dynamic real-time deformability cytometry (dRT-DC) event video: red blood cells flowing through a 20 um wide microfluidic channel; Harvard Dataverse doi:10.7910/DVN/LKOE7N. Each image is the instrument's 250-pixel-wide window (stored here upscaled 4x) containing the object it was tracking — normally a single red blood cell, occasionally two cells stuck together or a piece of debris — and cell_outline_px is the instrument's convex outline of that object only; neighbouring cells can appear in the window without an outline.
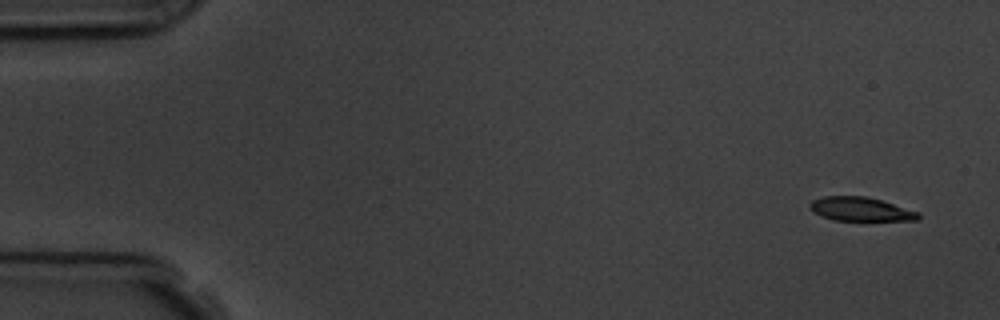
{"species": "common noctule bat (a hibernating species)", "species_latin": "Nyctalus noctula", "temperature_condition": "room temperature", "stored_images_in_passage": 5, "camera_frame_rate_fps": 3000, "um_per_image_px": 0.085, "animal": {"sex": "male", "body_mass_g": 19.5, "forearm_length_mm": 54.6}, "frame": {"image": 1, "passage_image": 1, "time_ms": 0.0, "image_size_px": [1000, 320], "cell_outline_px": [[920, 220], [836, 220], [812, 212], [808, 208], [808, 204], [812, 200], [824, 196], [868, 196], [920, 212]], "centroid_in_image_um": [73.15, 17.76], "position_along_channel_um": 11.9, "area_um2": 15.09}}
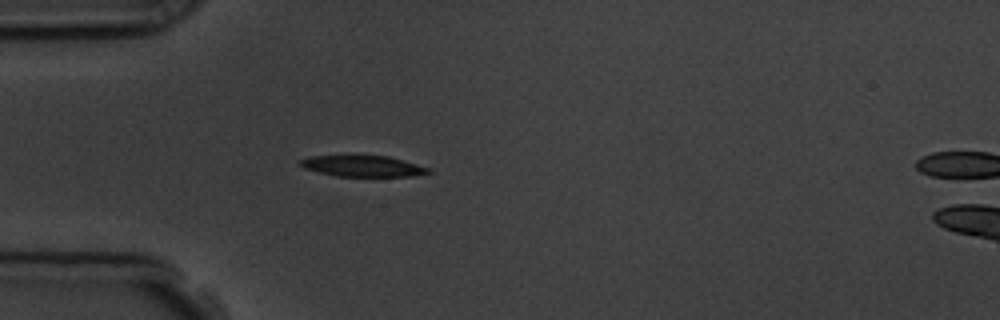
{"frame": {"image": 2, "passage_image": 5, "time_ms": 4.333, "image_size_px": [1000, 320], "cell_outline_px": [[432, 172], [412, 176], [336, 176], [304, 168], [296, 164], [300, 160], [308, 156], [388, 156], [432, 168]], "centroid_in_image_um": [30.84, 14.12], "position_along_channel_um": 54.2, "area_um2": 15.66}}